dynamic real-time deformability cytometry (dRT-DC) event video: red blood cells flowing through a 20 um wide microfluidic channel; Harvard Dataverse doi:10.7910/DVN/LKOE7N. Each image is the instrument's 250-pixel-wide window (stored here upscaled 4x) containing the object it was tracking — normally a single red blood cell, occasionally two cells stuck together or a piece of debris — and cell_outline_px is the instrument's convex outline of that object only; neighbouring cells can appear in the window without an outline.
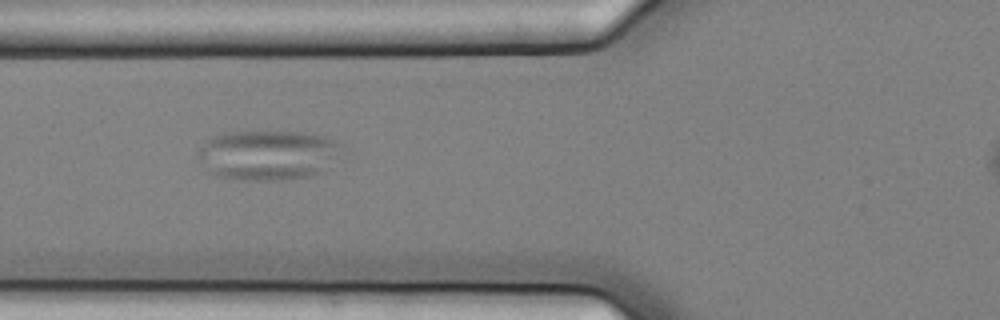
{"species": "common noctule bat (a hibernating species)", "species_latin": "Nyctalus noctula", "temperature_condition": "cold", "stored_images_in_passage": 3, "camera_frame_rate_fps": 3000, "um_per_image_px": 0.085, "animal": {"sex": "female", "body_mass_g": 25.1}, "frame": {"image": 1, "passage_image": 2, "time_ms": 0.333, "image_size_px": [1000, 320], "cell_outline_px": [[344, 144], [324, 172], [308, 176], [276, 180], [240, 180], [216, 176], [208, 172], [196, 156], [196, 152], [212, 136], [224, 132], [304, 132], [328, 136]], "centroid_in_image_um": [22.75, 13.17], "position_along_channel_um": 103.1, "area_um2": 42.08}}